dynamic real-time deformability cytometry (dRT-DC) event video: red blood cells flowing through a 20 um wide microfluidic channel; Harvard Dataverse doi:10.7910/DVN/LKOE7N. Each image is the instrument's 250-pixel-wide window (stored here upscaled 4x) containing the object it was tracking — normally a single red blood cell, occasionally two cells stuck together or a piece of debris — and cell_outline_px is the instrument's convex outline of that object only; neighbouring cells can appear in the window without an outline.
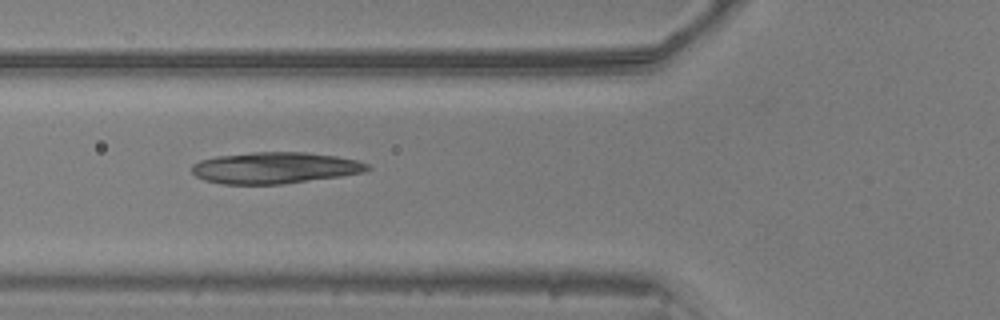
{"species": "common noctule bat (a hibernating species)", "species_latin": "Nyctalus noctula", "temperature_condition": "warm", "stored_images_in_passage": 39, "camera_frame_rate_fps": 3000, "um_per_image_px": 0.085, "animal": {"sex": "male", "body_mass_g": 20.5, "forearm_length_mm": 52.5}, "frame": {"image": 1, "passage_image": 5, "time_ms": 1.333, "image_size_px": [1000, 320], "cell_outline_px": [[372, 168], [364, 172], [340, 176], [280, 184], [224, 184], [204, 180], [196, 176], [192, 172], [192, 164], [200, 160], [216, 156], [252, 152], [304, 152], [336, 156], [356, 160], [368, 164]], "centroid_in_image_um": [23.34, 14.26], "position_along_channel_um": 102.5, "area_um2": 32.02}}
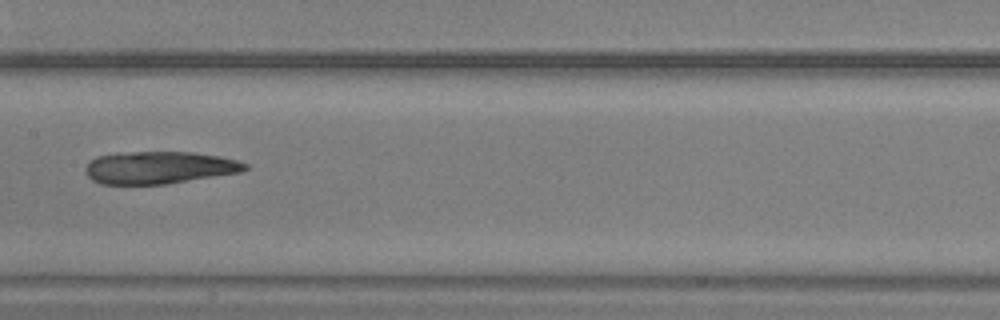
{"frame": {"image": 2, "passage_image": 12, "time_ms": 3.667, "image_size_px": [1000, 320], "cell_outline_px": [[248, 168], [240, 172], [168, 184], [100, 184], [92, 180], [84, 172], [84, 168], [96, 156], [116, 152], [196, 152], [220, 156], [236, 160], [248, 164]], "centroid_in_image_um": [13.51, 14.24], "position_along_channel_um": 193.9, "area_um2": 30.35}}
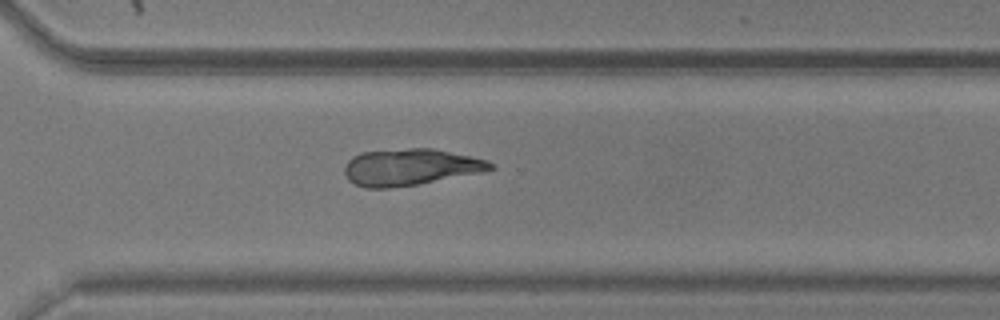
{"frame": {"image": 3, "passage_image": 23, "time_ms": 7.333, "image_size_px": [1000, 320], "cell_outline_px": [[496, 168], [480, 172], [420, 184], [388, 188], [364, 188], [348, 180], [344, 172], [344, 168], [348, 160], [352, 156], [360, 152], [408, 148], [432, 148], [472, 156], [488, 160], [496, 164]], "centroid_in_image_um": [34.88, 14.2], "position_along_channel_um": 335.7, "area_um2": 31.33}}